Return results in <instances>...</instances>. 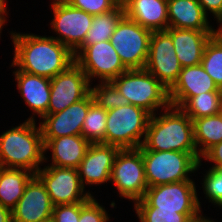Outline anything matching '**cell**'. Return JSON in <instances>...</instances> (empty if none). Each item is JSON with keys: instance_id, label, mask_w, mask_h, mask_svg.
<instances>
[{"instance_id": "obj_1", "label": "cell", "mask_w": 222, "mask_h": 222, "mask_svg": "<svg viewBox=\"0 0 222 222\" xmlns=\"http://www.w3.org/2000/svg\"><path fill=\"white\" fill-rule=\"evenodd\" d=\"M14 57L11 66L30 74L53 78L75 62L74 53L55 38L11 32Z\"/></svg>"}, {"instance_id": "obj_2", "label": "cell", "mask_w": 222, "mask_h": 222, "mask_svg": "<svg viewBox=\"0 0 222 222\" xmlns=\"http://www.w3.org/2000/svg\"><path fill=\"white\" fill-rule=\"evenodd\" d=\"M156 115L150 117L141 151L197 153L192 119L181 108L169 105Z\"/></svg>"}, {"instance_id": "obj_3", "label": "cell", "mask_w": 222, "mask_h": 222, "mask_svg": "<svg viewBox=\"0 0 222 222\" xmlns=\"http://www.w3.org/2000/svg\"><path fill=\"white\" fill-rule=\"evenodd\" d=\"M47 160L40 125L25 120L0 135V166L23 168L36 174Z\"/></svg>"}, {"instance_id": "obj_4", "label": "cell", "mask_w": 222, "mask_h": 222, "mask_svg": "<svg viewBox=\"0 0 222 222\" xmlns=\"http://www.w3.org/2000/svg\"><path fill=\"white\" fill-rule=\"evenodd\" d=\"M148 187L191 180L202 165L198 153L181 151H141Z\"/></svg>"}, {"instance_id": "obj_5", "label": "cell", "mask_w": 222, "mask_h": 222, "mask_svg": "<svg viewBox=\"0 0 222 222\" xmlns=\"http://www.w3.org/2000/svg\"><path fill=\"white\" fill-rule=\"evenodd\" d=\"M111 83L129 104L143 108L151 115L170 105L168 89L145 68L128 69Z\"/></svg>"}, {"instance_id": "obj_6", "label": "cell", "mask_w": 222, "mask_h": 222, "mask_svg": "<svg viewBox=\"0 0 222 222\" xmlns=\"http://www.w3.org/2000/svg\"><path fill=\"white\" fill-rule=\"evenodd\" d=\"M150 117V113L132 104L107 111L105 144L120 149L140 148Z\"/></svg>"}, {"instance_id": "obj_7", "label": "cell", "mask_w": 222, "mask_h": 222, "mask_svg": "<svg viewBox=\"0 0 222 222\" xmlns=\"http://www.w3.org/2000/svg\"><path fill=\"white\" fill-rule=\"evenodd\" d=\"M152 31L125 15L117 23L110 43L127 69L145 68Z\"/></svg>"}, {"instance_id": "obj_8", "label": "cell", "mask_w": 222, "mask_h": 222, "mask_svg": "<svg viewBox=\"0 0 222 222\" xmlns=\"http://www.w3.org/2000/svg\"><path fill=\"white\" fill-rule=\"evenodd\" d=\"M195 182L191 180L148 187L144 199L157 210H178L191 221L202 216Z\"/></svg>"}, {"instance_id": "obj_9", "label": "cell", "mask_w": 222, "mask_h": 222, "mask_svg": "<svg viewBox=\"0 0 222 222\" xmlns=\"http://www.w3.org/2000/svg\"><path fill=\"white\" fill-rule=\"evenodd\" d=\"M110 181L121 197L134 203L144 198L148 188L142 152L139 148L120 149L112 167Z\"/></svg>"}, {"instance_id": "obj_10", "label": "cell", "mask_w": 222, "mask_h": 222, "mask_svg": "<svg viewBox=\"0 0 222 222\" xmlns=\"http://www.w3.org/2000/svg\"><path fill=\"white\" fill-rule=\"evenodd\" d=\"M51 28L56 32L58 42L74 52L85 40L91 27L93 15L71 6L65 0H53Z\"/></svg>"}, {"instance_id": "obj_11", "label": "cell", "mask_w": 222, "mask_h": 222, "mask_svg": "<svg viewBox=\"0 0 222 222\" xmlns=\"http://www.w3.org/2000/svg\"><path fill=\"white\" fill-rule=\"evenodd\" d=\"M36 175L45 185L54 206L86 202L93 196L89 191H85L78 169L48 164L43 169L40 168Z\"/></svg>"}, {"instance_id": "obj_12", "label": "cell", "mask_w": 222, "mask_h": 222, "mask_svg": "<svg viewBox=\"0 0 222 222\" xmlns=\"http://www.w3.org/2000/svg\"><path fill=\"white\" fill-rule=\"evenodd\" d=\"M75 63L90 83L93 78H100L99 82H111L128 70L109 40L86 46L75 57Z\"/></svg>"}, {"instance_id": "obj_13", "label": "cell", "mask_w": 222, "mask_h": 222, "mask_svg": "<svg viewBox=\"0 0 222 222\" xmlns=\"http://www.w3.org/2000/svg\"><path fill=\"white\" fill-rule=\"evenodd\" d=\"M145 69L168 90L177 81L182 66L177 58L171 36L166 31L152 32Z\"/></svg>"}, {"instance_id": "obj_14", "label": "cell", "mask_w": 222, "mask_h": 222, "mask_svg": "<svg viewBox=\"0 0 222 222\" xmlns=\"http://www.w3.org/2000/svg\"><path fill=\"white\" fill-rule=\"evenodd\" d=\"M50 81L48 114L61 112L90 93L91 84L86 74L75 62Z\"/></svg>"}, {"instance_id": "obj_15", "label": "cell", "mask_w": 222, "mask_h": 222, "mask_svg": "<svg viewBox=\"0 0 222 222\" xmlns=\"http://www.w3.org/2000/svg\"><path fill=\"white\" fill-rule=\"evenodd\" d=\"M53 208L45 185L35 174L12 209V222H47L52 219Z\"/></svg>"}, {"instance_id": "obj_16", "label": "cell", "mask_w": 222, "mask_h": 222, "mask_svg": "<svg viewBox=\"0 0 222 222\" xmlns=\"http://www.w3.org/2000/svg\"><path fill=\"white\" fill-rule=\"evenodd\" d=\"M89 93L84 99L71 104L61 112L47 114L40 122L43 138H58L62 136L81 135L84 119L89 106L93 103Z\"/></svg>"}, {"instance_id": "obj_17", "label": "cell", "mask_w": 222, "mask_h": 222, "mask_svg": "<svg viewBox=\"0 0 222 222\" xmlns=\"http://www.w3.org/2000/svg\"><path fill=\"white\" fill-rule=\"evenodd\" d=\"M119 150L117 146L109 144H90L78 167L80 181L84 188L87 184L101 185L110 181L112 167Z\"/></svg>"}, {"instance_id": "obj_18", "label": "cell", "mask_w": 222, "mask_h": 222, "mask_svg": "<svg viewBox=\"0 0 222 222\" xmlns=\"http://www.w3.org/2000/svg\"><path fill=\"white\" fill-rule=\"evenodd\" d=\"M210 91H222L201 64L182 67L177 81L168 90L170 105L181 108L191 97Z\"/></svg>"}, {"instance_id": "obj_19", "label": "cell", "mask_w": 222, "mask_h": 222, "mask_svg": "<svg viewBox=\"0 0 222 222\" xmlns=\"http://www.w3.org/2000/svg\"><path fill=\"white\" fill-rule=\"evenodd\" d=\"M165 31L171 36L177 58L182 67L201 64L206 44L217 32L172 27H168Z\"/></svg>"}, {"instance_id": "obj_20", "label": "cell", "mask_w": 222, "mask_h": 222, "mask_svg": "<svg viewBox=\"0 0 222 222\" xmlns=\"http://www.w3.org/2000/svg\"><path fill=\"white\" fill-rule=\"evenodd\" d=\"M21 97L33 111V116L26 120L35 121L34 115L43 118L48 114L50 100V78L16 70L13 72Z\"/></svg>"}, {"instance_id": "obj_21", "label": "cell", "mask_w": 222, "mask_h": 222, "mask_svg": "<svg viewBox=\"0 0 222 222\" xmlns=\"http://www.w3.org/2000/svg\"><path fill=\"white\" fill-rule=\"evenodd\" d=\"M124 15L150 31L168 28V0H121Z\"/></svg>"}, {"instance_id": "obj_22", "label": "cell", "mask_w": 222, "mask_h": 222, "mask_svg": "<svg viewBox=\"0 0 222 222\" xmlns=\"http://www.w3.org/2000/svg\"><path fill=\"white\" fill-rule=\"evenodd\" d=\"M43 142L44 152L51 150V165L74 169H78L91 144L82 135L43 138Z\"/></svg>"}, {"instance_id": "obj_23", "label": "cell", "mask_w": 222, "mask_h": 222, "mask_svg": "<svg viewBox=\"0 0 222 222\" xmlns=\"http://www.w3.org/2000/svg\"><path fill=\"white\" fill-rule=\"evenodd\" d=\"M168 27L194 29L198 31H217L208 21L197 0H168Z\"/></svg>"}, {"instance_id": "obj_24", "label": "cell", "mask_w": 222, "mask_h": 222, "mask_svg": "<svg viewBox=\"0 0 222 222\" xmlns=\"http://www.w3.org/2000/svg\"><path fill=\"white\" fill-rule=\"evenodd\" d=\"M34 175L27 169L0 166V205L12 210Z\"/></svg>"}, {"instance_id": "obj_25", "label": "cell", "mask_w": 222, "mask_h": 222, "mask_svg": "<svg viewBox=\"0 0 222 222\" xmlns=\"http://www.w3.org/2000/svg\"><path fill=\"white\" fill-rule=\"evenodd\" d=\"M124 16V7L120 2L113 10L93 15L90 29L87 31L84 42L73 52L74 58L89 45L110 40L115 27Z\"/></svg>"}, {"instance_id": "obj_26", "label": "cell", "mask_w": 222, "mask_h": 222, "mask_svg": "<svg viewBox=\"0 0 222 222\" xmlns=\"http://www.w3.org/2000/svg\"><path fill=\"white\" fill-rule=\"evenodd\" d=\"M194 143L201 157L209 148L222 141V117L219 114L194 119Z\"/></svg>"}, {"instance_id": "obj_27", "label": "cell", "mask_w": 222, "mask_h": 222, "mask_svg": "<svg viewBox=\"0 0 222 222\" xmlns=\"http://www.w3.org/2000/svg\"><path fill=\"white\" fill-rule=\"evenodd\" d=\"M222 91H210L191 97L181 109L192 119L219 114Z\"/></svg>"}, {"instance_id": "obj_28", "label": "cell", "mask_w": 222, "mask_h": 222, "mask_svg": "<svg viewBox=\"0 0 222 222\" xmlns=\"http://www.w3.org/2000/svg\"><path fill=\"white\" fill-rule=\"evenodd\" d=\"M201 65L222 90V36L218 32L207 42Z\"/></svg>"}, {"instance_id": "obj_29", "label": "cell", "mask_w": 222, "mask_h": 222, "mask_svg": "<svg viewBox=\"0 0 222 222\" xmlns=\"http://www.w3.org/2000/svg\"><path fill=\"white\" fill-rule=\"evenodd\" d=\"M107 110L93 102L84 119L81 135L90 143L105 144Z\"/></svg>"}, {"instance_id": "obj_30", "label": "cell", "mask_w": 222, "mask_h": 222, "mask_svg": "<svg viewBox=\"0 0 222 222\" xmlns=\"http://www.w3.org/2000/svg\"><path fill=\"white\" fill-rule=\"evenodd\" d=\"M134 208L140 222H192L178 210H157L144 198L136 201Z\"/></svg>"}, {"instance_id": "obj_31", "label": "cell", "mask_w": 222, "mask_h": 222, "mask_svg": "<svg viewBox=\"0 0 222 222\" xmlns=\"http://www.w3.org/2000/svg\"><path fill=\"white\" fill-rule=\"evenodd\" d=\"M90 93L93 101L107 111L129 105L128 99L111 82H101L94 87H90Z\"/></svg>"}, {"instance_id": "obj_32", "label": "cell", "mask_w": 222, "mask_h": 222, "mask_svg": "<svg viewBox=\"0 0 222 222\" xmlns=\"http://www.w3.org/2000/svg\"><path fill=\"white\" fill-rule=\"evenodd\" d=\"M203 179V192L209 202L222 208V170L209 168Z\"/></svg>"}, {"instance_id": "obj_33", "label": "cell", "mask_w": 222, "mask_h": 222, "mask_svg": "<svg viewBox=\"0 0 222 222\" xmlns=\"http://www.w3.org/2000/svg\"><path fill=\"white\" fill-rule=\"evenodd\" d=\"M109 216L105 207L92 196L86 202H80L79 222H108Z\"/></svg>"}, {"instance_id": "obj_34", "label": "cell", "mask_w": 222, "mask_h": 222, "mask_svg": "<svg viewBox=\"0 0 222 222\" xmlns=\"http://www.w3.org/2000/svg\"><path fill=\"white\" fill-rule=\"evenodd\" d=\"M71 6L92 15H99L113 10L121 0H65Z\"/></svg>"}, {"instance_id": "obj_35", "label": "cell", "mask_w": 222, "mask_h": 222, "mask_svg": "<svg viewBox=\"0 0 222 222\" xmlns=\"http://www.w3.org/2000/svg\"><path fill=\"white\" fill-rule=\"evenodd\" d=\"M80 202L56 205L53 208L52 220L55 222H79Z\"/></svg>"}, {"instance_id": "obj_36", "label": "cell", "mask_w": 222, "mask_h": 222, "mask_svg": "<svg viewBox=\"0 0 222 222\" xmlns=\"http://www.w3.org/2000/svg\"><path fill=\"white\" fill-rule=\"evenodd\" d=\"M201 159L213 162L211 169L222 170V141L209 148Z\"/></svg>"}, {"instance_id": "obj_37", "label": "cell", "mask_w": 222, "mask_h": 222, "mask_svg": "<svg viewBox=\"0 0 222 222\" xmlns=\"http://www.w3.org/2000/svg\"><path fill=\"white\" fill-rule=\"evenodd\" d=\"M197 1L202 6L203 11L207 16L210 12L213 14L214 19L215 18L217 19L218 23L222 21V0H197Z\"/></svg>"}, {"instance_id": "obj_38", "label": "cell", "mask_w": 222, "mask_h": 222, "mask_svg": "<svg viewBox=\"0 0 222 222\" xmlns=\"http://www.w3.org/2000/svg\"><path fill=\"white\" fill-rule=\"evenodd\" d=\"M0 222H12V210L0 205Z\"/></svg>"}, {"instance_id": "obj_39", "label": "cell", "mask_w": 222, "mask_h": 222, "mask_svg": "<svg viewBox=\"0 0 222 222\" xmlns=\"http://www.w3.org/2000/svg\"><path fill=\"white\" fill-rule=\"evenodd\" d=\"M6 4L5 2H0V34L2 33V26L5 24L7 21L5 18V14L8 15L7 10H6Z\"/></svg>"}, {"instance_id": "obj_40", "label": "cell", "mask_w": 222, "mask_h": 222, "mask_svg": "<svg viewBox=\"0 0 222 222\" xmlns=\"http://www.w3.org/2000/svg\"><path fill=\"white\" fill-rule=\"evenodd\" d=\"M192 222H215V221L211 220L210 218H206L202 215L201 217Z\"/></svg>"}, {"instance_id": "obj_41", "label": "cell", "mask_w": 222, "mask_h": 222, "mask_svg": "<svg viewBox=\"0 0 222 222\" xmlns=\"http://www.w3.org/2000/svg\"><path fill=\"white\" fill-rule=\"evenodd\" d=\"M219 28L217 29V32L222 36V21L219 24Z\"/></svg>"}, {"instance_id": "obj_42", "label": "cell", "mask_w": 222, "mask_h": 222, "mask_svg": "<svg viewBox=\"0 0 222 222\" xmlns=\"http://www.w3.org/2000/svg\"><path fill=\"white\" fill-rule=\"evenodd\" d=\"M219 113H220V115H221V117H222V106H221V109H220V112H219Z\"/></svg>"}, {"instance_id": "obj_43", "label": "cell", "mask_w": 222, "mask_h": 222, "mask_svg": "<svg viewBox=\"0 0 222 222\" xmlns=\"http://www.w3.org/2000/svg\"><path fill=\"white\" fill-rule=\"evenodd\" d=\"M47 222H55L54 220H52V219H50V220H48Z\"/></svg>"}]
</instances>
